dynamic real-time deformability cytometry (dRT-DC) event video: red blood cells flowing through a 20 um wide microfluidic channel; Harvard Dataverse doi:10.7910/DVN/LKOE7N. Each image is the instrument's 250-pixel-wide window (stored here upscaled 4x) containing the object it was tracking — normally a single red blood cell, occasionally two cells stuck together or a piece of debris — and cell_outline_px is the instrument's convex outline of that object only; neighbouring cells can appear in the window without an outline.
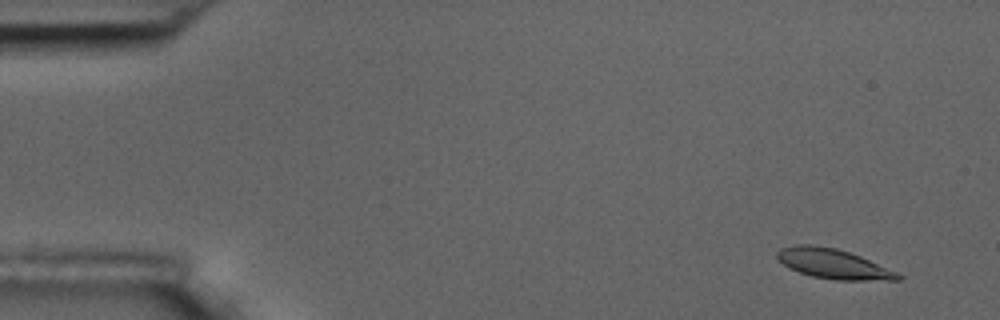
{"species": "common noctule bat (a hibernating species)", "species_latin": "Nyctalus noctula", "temperature_condition": "room temperature", "stored_images_in_passage": 12, "camera_frame_rate_fps": 3000, "um_per_image_px": 0.085, "animal": {"sex": "male", "body_mass_g": 17.5, "forearm_length_mm": 52.3}, "frame": {"image": 1, "passage_image": 3, "time_ms": 0.667, "image_size_px": [1000, 320], "cell_outline_px": [[904, 276], [900, 280], [836, 280], [812, 276], [788, 268], [776, 256], [776, 252], [780, 248], [796, 244], [812, 244], [836, 248], [860, 256], [896, 272]], "centroid_in_image_um": [70.8, 22.42], "position_along_channel_um": 14.2, "area_um2": 20.87}}